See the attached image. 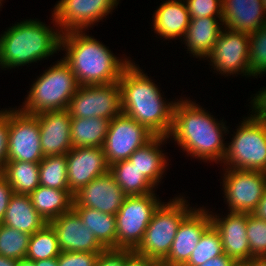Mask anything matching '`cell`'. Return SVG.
Segmentation results:
<instances>
[{"label":"cell","mask_w":266,"mask_h":266,"mask_svg":"<svg viewBox=\"0 0 266 266\" xmlns=\"http://www.w3.org/2000/svg\"><path fill=\"white\" fill-rule=\"evenodd\" d=\"M130 62L118 81L121 88L122 112L144 125L155 136H166L173 125L175 102L166 103L155 83Z\"/></svg>","instance_id":"6da1fadb"},{"label":"cell","mask_w":266,"mask_h":266,"mask_svg":"<svg viewBox=\"0 0 266 266\" xmlns=\"http://www.w3.org/2000/svg\"><path fill=\"white\" fill-rule=\"evenodd\" d=\"M198 104L188 100L175 102L173 125L169 137L192 157L206 161H223L226 147L222 132L227 131ZM225 126V127H224Z\"/></svg>","instance_id":"7a4b0ae2"},{"label":"cell","mask_w":266,"mask_h":266,"mask_svg":"<svg viewBox=\"0 0 266 266\" xmlns=\"http://www.w3.org/2000/svg\"><path fill=\"white\" fill-rule=\"evenodd\" d=\"M82 33L83 31L62 33L60 40V46L67 52L63 60L71 68L79 85L118 82L131 60L117 59L105 45Z\"/></svg>","instance_id":"3957f363"},{"label":"cell","mask_w":266,"mask_h":266,"mask_svg":"<svg viewBox=\"0 0 266 266\" xmlns=\"http://www.w3.org/2000/svg\"><path fill=\"white\" fill-rule=\"evenodd\" d=\"M61 35L60 31L54 32L52 27L37 20L30 19L15 24L0 35L1 68L11 69L46 59L62 49Z\"/></svg>","instance_id":"277c9868"},{"label":"cell","mask_w":266,"mask_h":266,"mask_svg":"<svg viewBox=\"0 0 266 266\" xmlns=\"http://www.w3.org/2000/svg\"><path fill=\"white\" fill-rule=\"evenodd\" d=\"M80 87L69 65L61 59L32 85L22 110L27 114L68 109Z\"/></svg>","instance_id":"5b68a950"},{"label":"cell","mask_w":266,"mask_h":266,"mask_svg":"<svg viewBox=\"0 0 266 266\" xmlns=\"http://www.w3.org/2000/svg\"><path fill=\"white\" fill-rule=\"evenodd\" d=\"M175 199V200H174ZM168 204H160L155 210L142 242L134 250L161 264L168 256L178 227L193 210L182 198H174Z\"/></svg>","instance_id":"8992f818"},{"label":"cell","mask_w":266,"mask_h":266,"mask_svg":"<svg viewBox=\"0 0 266 266\" xmlns=\"http://www.w3.org/2000/svg\"><path fill=\"white\" fill-rule=\"evenodd\" d=\"M235 134L226 147L224 164L232 169L266 172V122L251 114Z\"/></svg>","instance_id":"52a82bcc"},{"label":"cell","mask_w":266,"mask_h":266,"mask_svg":"<svg viewBox=\"0 0 266 266\" xmlns=\"http://www.w3.org/2000/svg\"><path fill=\"white\" fill-rule=\"evenodd\" d=\"M155 193L126 196L116 213V249L135 250L158 206Z\"/></svg>","instance_id":"ba28073f"},{"label":"cell","mask_w":266,"mask_h":266,"mask_svg":"<svg viewBox=\"0 0 266 266\" xmlns=\"http://www.w3.org/2000/svg\"><path fill=\"white\" fill-rule=\"evenodd\" d=\"M68 111L71 117L112 120L123 113L119 83L80 86L70 101Z\"/></svg>","instance_id":"9c48e42d"},{"label":"cell","mask_w":266,"mask_h":266,"mask_svg":"<svg viewBox=\"0 0 266 266\" xmlns=\"http://www.w3.org/2000/svg\"><path fill=\"white\" fill-rule=\"evenodd\" d=\"M43 157L36 115L9 110L7 161L39 163Z\"/></svg>","instance_id":"30bf717a"},{"label":"cell","mask_w":266,"mask_h":266,"mask_svg":"<svg viewBox=\"0 0 266 266\" xmlns=\"http://www.w3.org/2000/svg\"><path fill=\"white\" fill-rule=\"evenodd\" d=\"M155 135L133 118L120 114L110 120L103 151L108 165L129 159Z\"/></svg>","instance_id":"8fae6325"},{"label":"cell","mask_w":266,"mask_h":266,"mask_svg":"<svg viewBox=\"0 0 266 266\" xmlns=\"http://www.w3.org/2000/svg\"><path fill=\"white\" fill-rule=\"evenodd\" d=\"M223 178L229 211L252 213L266 189V172L227 168Z\"/></svg>","instance_id":"7c38bea8"},{"label":"cell","mask_w":266,"mask_h":266,"mask_svg":"<svg viewBox=\"0 0 266 266\" xmlns=\"http://www.w3.org/2000/svg\"><path fill=\"white\" fill-rule=\"evenodd\" d=\"M117 4V0H60L54 7L53 21L62 33L82 31L107 16Z\"/></svg>","instance_id":"4fadbf2b"},{"label":"cell","mask_w":266,"mask_h":266,"mask_svg":"<svg viewBox=\"0 0 266 266\" xmlns=\"http://www.w3.org/2000/svg\"><path fill=\"white\" fill-rule=\"evenodd\" d=\"M249 52V34L225 28L207 58H210L214 70L221 74L231 75L241 72L245 76H251Z\"/></svg>","instance_id":"5bb4252c"},{"label":"cell","mask_w":266,"mask_h":266,"mask_svg":"<svg viewBox=\"0 0 266 266\" xmlns=\"http://www.w3.org/2000/svg\"><path fill=\"white\" fill-rule=\"evenodd\" d=\"M66 161L69 191L73 195L110 168L102 147H73L66 154Z\"/></svg>","instance_id":"9a60e30c"},{"label":"cell","mask_w":266,"mask_h":266,"mask_svg":"<svg viewBox=\"0 0 266 266\" xmlns=\"http://www.w3.org/2000/svg\"><path fill=\"white\" fill-rule=\"evenodd\" d=\"M212 224L205 209H193L181 222L167 258L161 266H184L199 243L205 230Z\"/></svg>","instance_id":"2e32d148"},{"label":"cell","mask_w":266,"mask_h":266,"mask_svg":"<svg viewBox=\"0 0 266 266\" xmlns=\"http://www.w3.org/2000/svg\"><path fill=\"white\" fill-rule=\"evenodd\" d=\"M126 194L108 172L93 179L74 194L73 207H89L103 213L116 215Z\"/></svg>","instance_id":"e0dca14e"},{"label":"cell","mask_w":266,"mask_h":266,"mask_svg":"<svg viewBox=\"0 0 266 266\" xmlns=\"http://www.w3.org/2000/svg\"><path fill=\"white\" fill-rule=\"evenodd\" d=\"M49 224L56 233L61 252L101 253L105 250L92 231L84 226L80 216L73 208L56 217Z\"/></svg>","instance_id":"ac0fdd59"},{"label":"cell","mask_w":266,"mask_h":266,"mask_svg":"<svg viewBox=\"0 0 266 266\" xmlns=\"http://www.w3.org/2000/svg\"><path fill=\"white\" fill-rule=\"evenodd\" d=\"M40 145L45 156L67 154L73 147L70 138L71 116L68 109L36 114Z\"/></svg>","instance_id":"d6986e66"},{"label":"cell","mask_w":266,"mask_h":266,"mask_svg":"<svg viewBox=\"0 0 266 266\" xmlns=\"http://www.w3.org/2000/svg\"><path fill=\"white\" fill-rule=\"evenodd\" d=\"M210 216L212 224L220 233L224 253L237 263L251 259L246 233L248 213L230 212L223 219L216 215Z\"/></svg>","instance_id":"ffe728a7"},{"label":"cell","mask_w":266,"mask_h":266,"mask_svg":"<svg viewBox=\"0 0 266 266\" xmlns=\"http://www.w3.org/2000/svg\"><path fill=\"white\" fill-rule=\"evenodd\" d=\"M225 28L251 34L266 23L262 0H222Z\"/></svg>","instance_id":"44dd1931"},{"label":"cell","mask_w":266,"mask_h":266,"mask_svg":"<svg viewBox=\"0 0 266 266\" xmlns=\"http://www.w3.org/2000/svg\"><path fill=\"white\" fill-rule=\"evenodd\" d=\"M184 2V3H183ZM166 0L154 13L153 28L165 39L185 36L190 17L185 1Z\"/></svg>","instance_id":"7402d4cb"},{"label":"cell","mask_w":266,"mask_h":266,"mask_svg":"<svg viewBox=\"0 0 266 266\" xmlns=\"http://www.w3.org/2000/svg\"><path fill=\"white\" fill-rule=\"evenodd\" d=\"M2 224L32 235L47 222L35 210L29 195L14 193L9 200Z\"/></svg>","instance_id":"603a6c76"},{"label":"cell","mask_w":266,"mask_h":266,"mask_svg":"<svg viewBox=\"0 0 266 266\" xmlns=\"http://www.w3.org/2000/svg\"><path fill=\"white\" fill-rule=\"evenodd\" d=\"M215 17L190 19L184 41L193 56L208 57L222 29ZM205 56V57H204Z\"/></svg>","instance_id":"cb8c5ba5"},{"label":"cell","mask_w":266,"mask_h":266,"mask_svg":"<svg viewBox=\"0 0 266 266\" xmlns=\"http://www.w3.org/2000/svg\"><path fill=\"white\" fill-rule=\"evenodd\" d=\"M29 196L33 207L47 223L73 208L74 195L69 190L39 185Z\"/></svg>","instance_id":"d4e9b609"},{"label":"cell","mask_w":266,"mask_h":266,"mask_svg":"<svg viewBox=\"0 0 266 266\" xmlns=\"http://www.w3.org/2000/svg\"><path fill=\"white\" fill-rule=\"evenodd\" d=\"M169 137L166 136H154L148 143L144 146L138 148L130 157L129 160L132 165H135L143 175L155 186L159 183L167 160L164 153H162L160 146L165 139Z\"/></svg>","instance_id":"484cf974"},{"label":"cell","mask_w":266,"mask_h":266,"mask_svg":"<svg viewBox=\"0 0 266 266\" xmlns=\"http://www.w3.org/2000/svg\"><path fill=\"white\" fill-rule=\"evenodd\" d=\"M110 120L100 117H71L72 147H103Z\"/></svg>","instance_id":"4316f807"},{"label":"cell","mask_w":266,"mask_h":266,"mask_svg":"<svg viewBox=\"0 0 266 266\" xmlns=\"http://www.w3.org/2000/svg\"><path fill=\"white\" fill-rule=\"evenodd\" d=\"M105 249H116V217L89 207H73Z\"/></svg>","instance_id":"83f0119b"},{"label":"cell","mask_w":266,"mask_h":266,"mask_svg":"<svg viewBox=\"0 0 266 266\" xmlns=\"http://www.w3.org/2000/svg\"><path fill=\"white\" fill-rule=\"evenodd\" d=\"M109 172L127 196L153 193L155 186L127 159L110 165Z\"/></svg>","instance_id":"f1b7e54d"},{"label":"cell","mask_w":266,"mask_h":266,"mask_svg":"<svg viewBox=\"0 0 266 266\" xmlns=\"http://www.w3.org/2000/svg\"><path fill=\"white\" fill-rule=\"evenodd\" d=\"M15 194L30 195L39 185V163L6 161L1 173Z\"/></svg>","instance_id":"f546056e"},{"label":"cell","mask_w":266,"mask_h":266,"mask_svg":"<svg viewBox=\"0 0 266 266\" xmlns=\"http://www.w3.org/2000/svg\"><path fill=\"white\" fill-rule=\"evenodd\" d=\"M66 154L45 156L39 162L41 186L69 190Z\"/></svg>","instance_id":"4dcf8cb0"},{"label":"cell","mask_w":266,"mask_h":266,"mask_svg":"<svg viewBox=\"0 0 266 266\" xmlns=\"http://www.w3.org/2000/svg\"><path fill=\"white\" fill-rule=\"evenodd\" d=\"M61 251L56 233L47 223L30 236L26 259L38 261L58 257Z\"/></svg>","instance_id":"1f68e13d"},{"label":"cell","mask_w":266,"mask_h":266,"mask_svg":"<svg viewBox=\"0 0 266 266\" xmlns=\"http://www.w3.org/2000/svg\"><path fill=\"white\" fill-rule=\"evenodd\" d=\"M223 253L220 233L211 224L201 236L199 243L193 249L188 262L184 266H199Z\"/></svg>","instance_id":"d6a6232c"},{"label":"cell","mask_w":266,"mask_h":266,"mask_svg":"<svg viewBox=\"0 0 266 266\" xmlns=\"http://www.w3.org/2000/svg\"><path fill=\"white\" fill-rule=\"evenodd\" d=\"M29 234L0 224V255L13 260L26 258Z\"/></svg>","instance_id":"836d02e7"},{"label":"cell","mask_w":266,"mask_h":266,"mask_svg":"<svg viewBox=\"0 0 266 266\" xmlns=\"http://www.w3.org/2000/svg\"><path fill=\"white\" fill-rule=\"evenodd\" d=\"M249 71L251 76L266 73V23L249 34ZM264 72V73H263Z\"/></svg>","instance_id":"e575fe53"},{"label":"cell","mask_w":266,"mask_h":266,"mask_svg":"<svg viewBox=\"0 0 266 266\" xmlns=\"http://www.w3.org/2000/svg\"><path fill=\"white\" fill-rule=\"evenodd\" d=\"M247 238L252 257H266V221L248 213Z\"/></svg>","instance_id":"d590c367"},{"label":"cell","mask_w":266,"mask_h":266,"mask_svg":"<svg viewBox=\"0 0 266 266\" xmlns=\"http://www.w3.org/2000/svg\"><path fill=\"white\" fill-rule=\"evenodd\" d=\"M190 19L218 17L222 22V0H185Z\"/></svg>","instance_id":"8d00e7d4"},{"label":"cell","mask_w":266,"mask_h":266,"mask_svg":"<svg viewBox=\"0 0 266 266\" xmlns=\"http://www.w3.org/2000/svg\"><path fill=\"white\" fill-rule=\"evenodd\" d=\"M98 256L93 252H61L58 266H95Z\"/></svg>","instance_id":"74e56055"},{"label":"cell","mask_w":266,"mask_h":266,"mask_svg":"<svg viewBox=\"0 0 266 266\" xmlns=\"http://www.w3.org/2000/svg\"><path fill=\"white\" fill-rule=\"evenodd\" d=\"M132 251L129 249H105L99 253L95 266H124L126 257Z\"/></svg>","instance_id":"f35d334b"},{"label":"cell","mask_w":266,"mask_h":266,"mask_svg":"<svg viewBox=\"0 0 266 266\" xmlns=\"http://www.w3.org/2000/svg\"><path fill=\"white\" fill-rule=\"evenodd\" d=\"M8 149V111H0V173L7 161Z\"/></svg>","instance_id":"ab89813d"},{"label":"cell","mask_w":266,"mask_h":266,"mask_svg":"<svg viewBox=\"0 0 266 266\" xmlns=\"http://www.w3.org/2000/svg\"><path fill=\"white\" fill-rule=\"evenodd\" d=\"M14 194L7 179L0 173V224L2 223L11 196Z\"/></svg>","instance_id":"60d3db41"},{"label":"cell","mask_w":266,"mask_h":266,"mask_svg":"<svg viewBox=\"0 0 266 266\" xmlns=\"http://www.w3.org/2000/svg\"><path fill=\"white\" fill-rule=\"evenodd\" d=\"M252 103V111H255L253 116L266 122V89L259 91V94H256Z\"/></svg>","instance_id":"b9f144b4"},{"label":"cell","mask_w":266,"mask_h":266,"mask_svg":"<svg viewBox=\"0 0 266 266\" xmlns=\"http://www.w3.org/2000/svg\"><path fill=\"white\" fill-rule=\"evenodd\" d=\"M160 264L147 256L132 251L125 259L124 266H159Z\"/></svg>","instance_id":"7bdbcfd3"},{"label":"cell","mask_w":266,"mask_h":266,"mask_svg":"<svg viewBox=\"0 0 266 266\" xmlns=\"http://www.w3.org/2000/svg\"><path fill=\"white\" fill-rule=\"evenodd\" d=\"M238 263L232 258L227 256L225 253L209 259L204 264L199 266H236Z\"/></svg>","instance_id":"ee69618b"},{"label":"cell","mask_w":266,"mask_h":266,"mask_svg":"<svg viewBox=\"0 0 266 266\" xmlns=\"http://www.w3.org/2000/svg\"><path fill=\"white\" fill-rule=\"evenodd\" d=\"M252 214L266 221V189L260 202L258 203L256 209L252 212Z\"/></svg>","instance_id":"f6af8a7d"},{"label":"cell","mask_w":266,"mask_h":266,"mask_svg":"<svg viewBox=\"0 0 266 266\" xmlns=\"http://www.w3.org/2000/svg\"><path fill=\"white\" fill-rule=\"evenodd\" d=\"M246 266H266V257H252L248 261H245Z\"/></svg>","instance_id":"bcb514c9"},{"label":"cell","mask_w":266,"mask_h":266,"mask_svg":"<svg viewBox=\"0 0 266 266\" xmlns=\"http://www.w3.org/2000/svg\"><path fill=\"white\" fill-rule=\"evenodd\" d=\"M36 266H58V257L35 261Z\"/></svg>","instance_id":"7dc6e473"},{"label":"cell","mask_w":266,"mask_h":266,"mask_svg":"<svg viewBox=\"0 0 266 266\" xmlns=\"http://www.w3.org/2000/svg\"><path fill=\"white\" fill-rule=\"evenodd\" d=\"M0 266H17V261L0 255Z\"/></svg>","instance_id":"c3c4849f"},{"label":"cell","mask_w":266,"mask_h":266,"mask_svg":"<svg viewBox=\"0 0 266 266\" xmlns=\"http://www.w3.org/2000/svg\"><path fill=\"white\" fill-rule=\"evenodd\" d=\"M17 266H36V264L35 261L24 258L17 261Z\"/></svg>","instance_id":"681fc988"},{"label":"cell","mask_w":266,"mask_h":266,"mask_svg":"<svg viewBox=\"0 0 266 266\" xmlns=\"http://www.w3.org/2000/svg\"><path fill=\"white\" fill-rule=\"evenodd\" d=\"M264 9L266 10V0H262Z\"/></svg>","instance_id":"f907efd6"},{"label":"cell","mask_w":266,"mask_h":266,"mask_svg":"<svg viewBox=\"0 0 266 266\" xmlns=\"http://www.w3.org/2000/svg\"><path fill=\"white\" fill-rule=\"evenodd\" d=\"M236 266H246L244 263H238Z\"/></svg>","instance_id":"816d5d0a"}]
</instances>
